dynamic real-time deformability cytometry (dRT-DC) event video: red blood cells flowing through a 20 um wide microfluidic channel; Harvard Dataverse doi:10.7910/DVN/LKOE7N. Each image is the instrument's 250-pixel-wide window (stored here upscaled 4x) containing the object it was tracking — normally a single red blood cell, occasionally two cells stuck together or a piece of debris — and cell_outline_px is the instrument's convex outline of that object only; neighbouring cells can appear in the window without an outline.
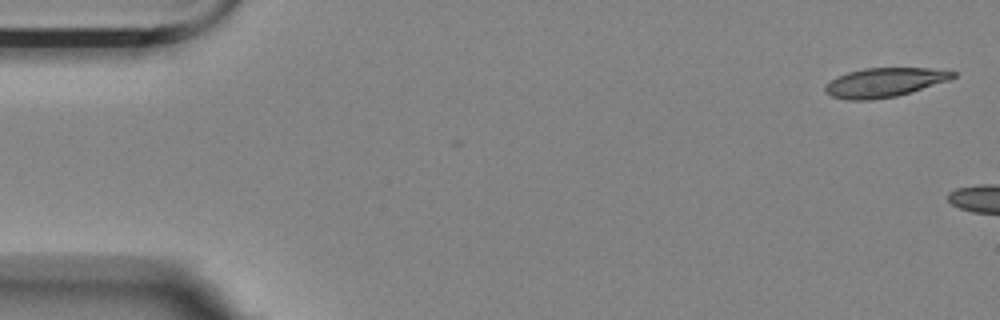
{"species": "Egyptian fruit bat (a non-hibernating species)", "species_latin": "Rousettus aegyptiacus", "temperature_condition": "room temperature", "stored_images_in_passage": 2, "camera_frame_rate_fps": 3000, "um_per_image_px": 0.085, "animal": {"sex": "female"}, "frame": {"image": 1, "passage_image": 1, "time_ms": 0.0, "image_size_px": [1000, 320], "cell_outline_px": [[956, 76], [948, 80], [896, 96], [872, 100], [848, 100], [832, 96], [824, 92], [824, 84], [836, 76], [848, 72], [864, 68], [928, 68], [956, 72]], "centroid_in_image_um": [75.1, 7.01], "position_along_channel_um": 9.9, "area_um2": 21.62}}